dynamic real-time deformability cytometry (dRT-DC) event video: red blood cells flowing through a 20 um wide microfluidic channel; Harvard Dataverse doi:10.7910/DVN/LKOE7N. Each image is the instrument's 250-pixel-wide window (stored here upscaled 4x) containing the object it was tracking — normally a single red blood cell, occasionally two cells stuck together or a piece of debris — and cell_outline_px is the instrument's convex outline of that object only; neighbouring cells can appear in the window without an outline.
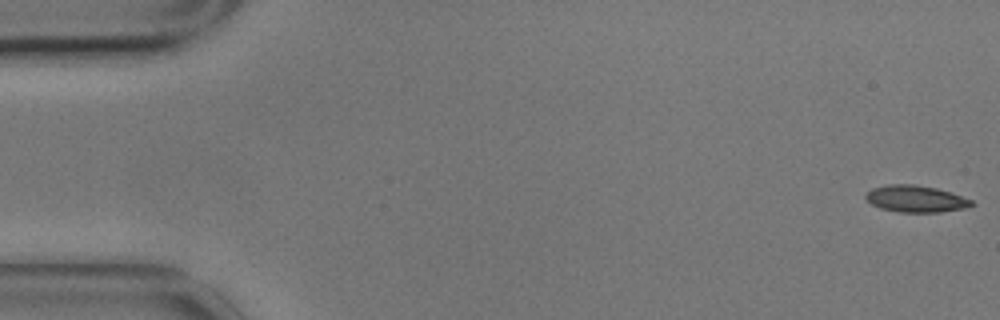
{"species": "common noctule bat (a hibernating species)", "species_latin": "Nyctalus noctula", "temperature_condition": "cold", "stored_images_in_passage": 57, "camera_frame_rate_fps": 3000, "um_per_image_px": 0.085, "animal": {"sex": "male", "body_mass_g": 17.9}, "frame": {"image": 1, "passage_image": 1, "time_ms": 0.0, "image_size_px": [1000, 320], "cell_outline_px": [[976, 204], [964, 208], [940, 212], [900, 212], [880, 208], [872, 204], [864, 196], [872, 188], [888, 184], [912, 184], [936, 188], [972, 200]], "centroid_in_image_um": [77.83, 16.9], "position_along_channel_um": 7.2, "area_um2": 16.3}}
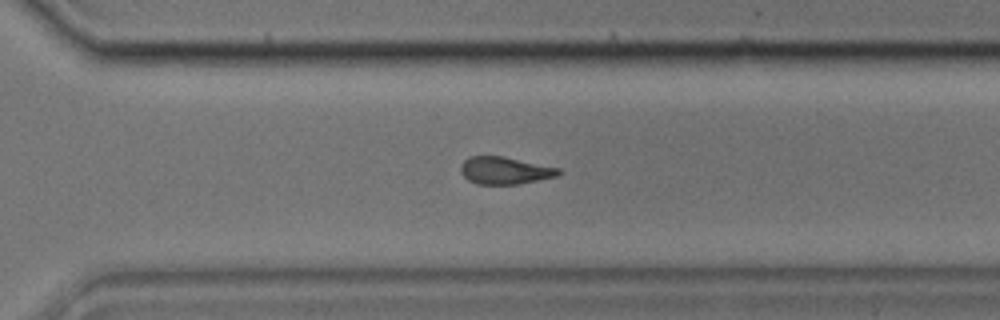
{"frame": {"image": 2, "passage_image": 40, "time_ms": 13.0, "image_size_px": [1000, 320], "cell_outline_px": [[564, 172], [560, 176], [516, 184], [476, 184], [468, 180], [460, 172], [460, 164], [464, 160], [472, 156], [504, 156], [560, 168]], "centroid_in_image_um": [42.94, 14.49], "position_along_channel_um": 327.7, "area_um2": 15.78}}
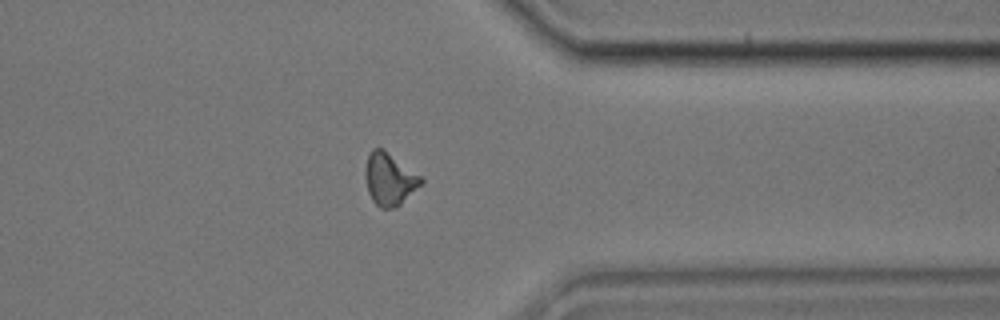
{"frame": {"image": 3, "passage_image": 45, "time_ms": 14.667, "image_size_px": [1000, 320], "cell_outline_px": [[424, 180], [396, 208], [380, 208], [372, 200], [368, 192], [364, 176], [364, 168], [368, 156], [372, 148], [380, 148], [420, 176]], "centroid_in_image_um": [33.04, 15.25], "position_along_channel_um": 378.4, "area_um2": 16.47}, "authors_computed_cell_mechanics": {"area_um2": 16.5308, "velocity_mm_per_s": 3.4709, "shape_relaxation_time_tau1_ms": 3.056, "shape_relaxation_time_tau2_ms": 3.5309, "deformation_change_tau1": 0.0985, "deformation_change_tau2": 0.0946}}